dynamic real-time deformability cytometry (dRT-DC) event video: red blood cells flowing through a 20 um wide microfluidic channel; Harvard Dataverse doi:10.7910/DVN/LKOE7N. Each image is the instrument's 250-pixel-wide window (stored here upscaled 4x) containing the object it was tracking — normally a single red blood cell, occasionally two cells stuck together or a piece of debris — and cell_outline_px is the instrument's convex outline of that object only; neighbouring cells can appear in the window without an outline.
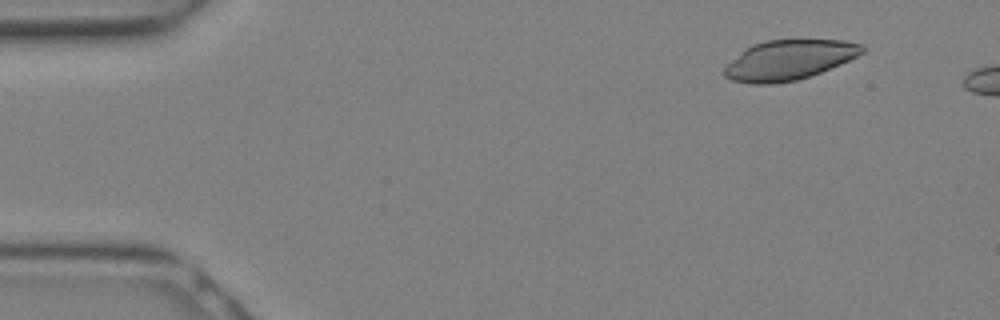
{"species": "Egyptian fruit bat (a non-hibernating species)", "species_latin": "Rousettus aegyptiacus", "temperature_condition": "warm", "stored_images_in_passage": 4, "camera_frame_rate_fps": 3000, "um_per_image_px": 0.085, "animal": {"sex": "female"}, "frame": {"image": 1, "passage_image": 1, "time_ms": 0.0, "image_size_px": [1000, 320], "cell_outline_px": [[864, 52], [840, 64], [820, 72], [796, 80], [776, 84], [748, 84], [732, 80], [724, 76], [724, 68], [740, 52], [752, 44], [764, 40], [844, 40], [864, 44]], "centroid_in_image_um": [67.04, 5.1], "position_along_channel_um": 18.0, "area_um2": 31.96}}